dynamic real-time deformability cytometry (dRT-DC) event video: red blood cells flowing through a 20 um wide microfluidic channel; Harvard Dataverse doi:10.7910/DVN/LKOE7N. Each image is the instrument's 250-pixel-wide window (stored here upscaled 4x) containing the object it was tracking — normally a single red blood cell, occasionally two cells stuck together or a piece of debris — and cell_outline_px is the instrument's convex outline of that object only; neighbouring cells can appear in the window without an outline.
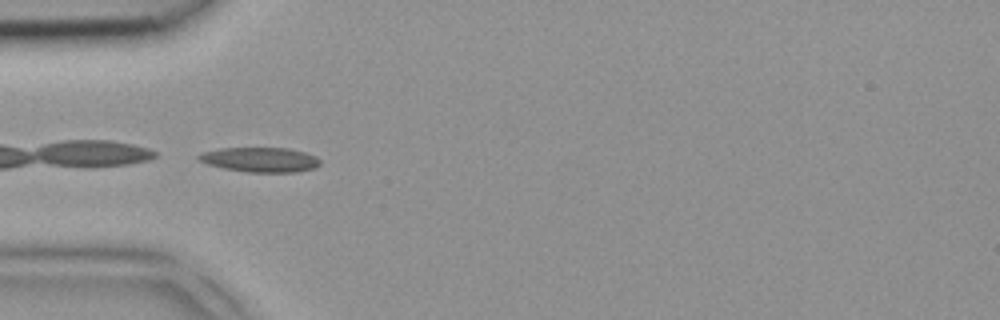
{"species": "common noctule bat (a hibernating species)", "species_latin": "Nyctalus noctula", "temperature_condition": "room temperature", "stored_images_in_passage": 6, "camera_frame_rate_fps": 3000, "um_per_image_px": 0.085, "animal": {"sex": "female", "body_mass_g": 18.4}, "frame": {"image": 1, "passage_image": 5, "time_ms": 1.333, "image_size_px": [1000, 320], "cell_outline_px": [[320, 164], [316, 168], [296, 172], [248, 172], [224, 168], [208, 164], [200, 160], [196, 156], [200, 152], [220, 148], [288, 148], [304, 152], [316, 156], [320, 160]], "centroid_in_image_um": [22.13, 13.57], "position_along_channel_um": 62.9, "area_um2": 17.51}}